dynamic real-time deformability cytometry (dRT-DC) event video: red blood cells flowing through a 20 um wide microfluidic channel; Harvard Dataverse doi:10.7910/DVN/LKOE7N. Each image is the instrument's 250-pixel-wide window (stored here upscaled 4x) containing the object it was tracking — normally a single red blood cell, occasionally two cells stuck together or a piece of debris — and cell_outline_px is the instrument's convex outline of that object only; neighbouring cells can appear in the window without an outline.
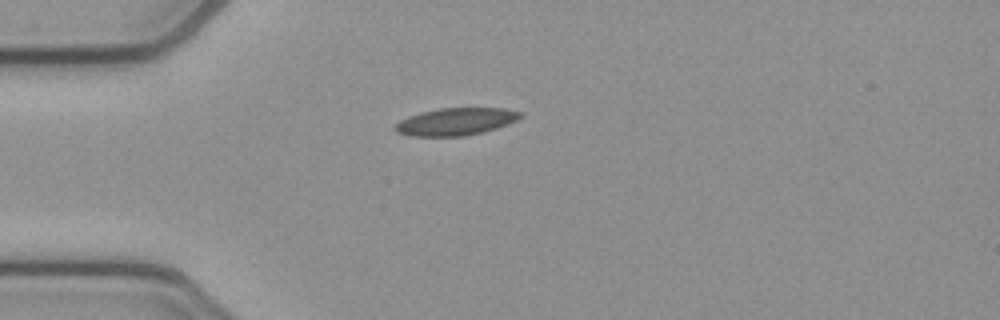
{"species": "common noctule bat (a hibernating species)", "species_latin": "Nyctalus noctula", "temperature_condition": "cold", "stored_images_in_passage": 40, "camera_frame_rate_fps": 3000, "um_per_image_px": 0.085, "animal": {"sex": "female", "body_mass_g": 21.9}, "frame": {"image": 1, "passage_image": 1, "time_ms": 0.0, "image_size_px": [1000, 320], "cell_outline_px": [[524, 116], [508, 124], [484, 132], [464, 136], [412, 136], [396, 132], [392, 128], [400, 120], [408, 116], [420, 112], [440, 108], [504, 108], [524, 112]], "centroid_in_image_um": [38.76, 10.33], "position_along_channel_um": 46.2, "area_um2": 20.17}}
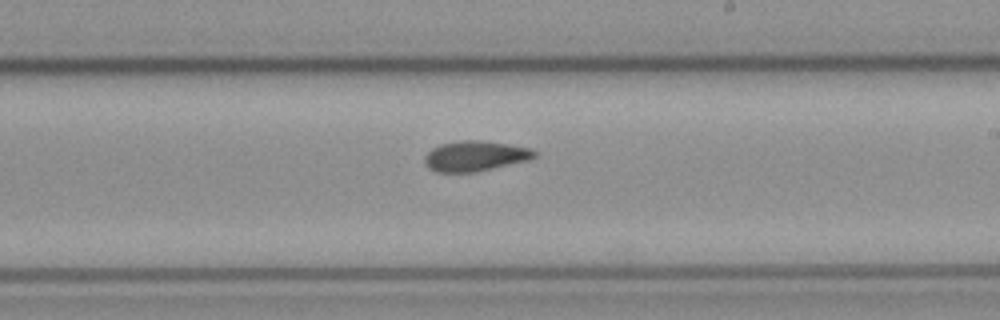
{"frame": {"image": 2, "passage_image": 18, "time_ms": 5.667, "image_size_px": [1000, 320], "cell_outline_px": [[536, 156], [528, 160], [476, 172], [436, 172], [428, 168], [424, 164], [424, 156], [432, 148], [440, 144], [460, 140], [480, 140], [508, 144], [532, 148], [536, 152]], "centroid_in_image_um": [40.36, 13.26], "position_along_channel_um": 248.6, "area_um2": 19.48}}
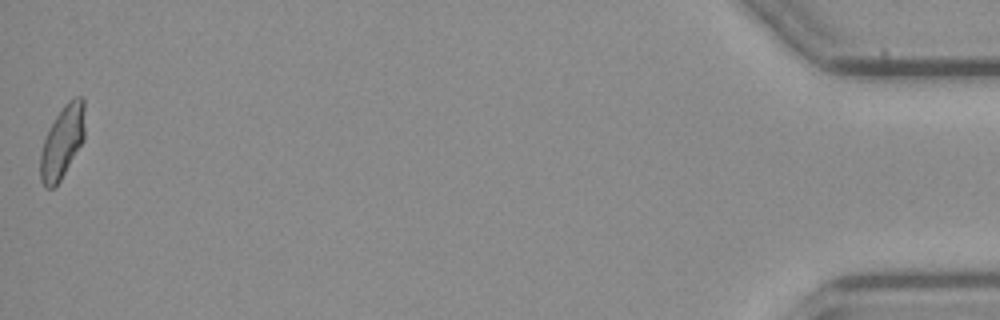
{"frame": {"image": 3, "passage_image": 40, "time_ms": 13.0, "image_size_px": [1000, 320], "cell_outline_px": [[84, 140], [60, 180], [52, 188], [44, 188], [40, 180], [40, 152], [44, 140], [56, 116], [64, 104], [68, 100], [76, 96], [80, 96], [84, 100]], "centroid_in_image_um": [5.29, 12.06], "position_along_channel_um": 429.9, "area_um2": 18.67}, "authors_computed_cell_mechanics": {"area_um2": 19.2474, "velocity_mm_per_s": 3.8549, "shape_relaxation_time_tau1_ms": null, "shape_relaxation_time_tau2_ms": 2.6535, "deformation_change_tau1": null, "deformation_change_tau2": 0.069}}